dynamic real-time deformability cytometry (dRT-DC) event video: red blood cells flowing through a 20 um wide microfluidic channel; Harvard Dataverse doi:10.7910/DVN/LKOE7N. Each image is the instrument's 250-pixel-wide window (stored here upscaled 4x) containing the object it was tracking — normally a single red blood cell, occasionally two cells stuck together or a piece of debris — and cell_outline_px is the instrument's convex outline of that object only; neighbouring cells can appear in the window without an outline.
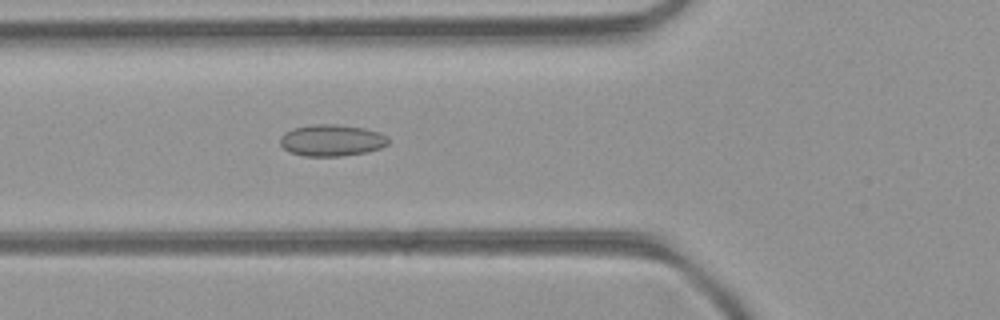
{"species": "common noctule bat (a hibernating species)", "species_latin": "Nyctalus noctula", "temperature_condition": "room temperature", "stored_images_in_passage": 49, "camera_frame_rate_fps": 3000, "um_per_image_px": 0.085, "animal": {"sex": "female", "body_mass_g": 21.9}, "frame": {"image": 1, "passage_image": 18, "time_ms": 5.667, "image_size_px": [1000, 320], "cell_outline_px": [[388, 144], [380, 148], [368, 152], [340, 156], [304, 156], [288, 152], [280, 144], [280, 136], [284, 132], [292, 128], [312, 124], [336, 124], [364, 128], [388, 136]], "centroid_in_image_um": [28.16, 11.93], "position_along_channel_um": 97.6, "area_um2": 20.06}}
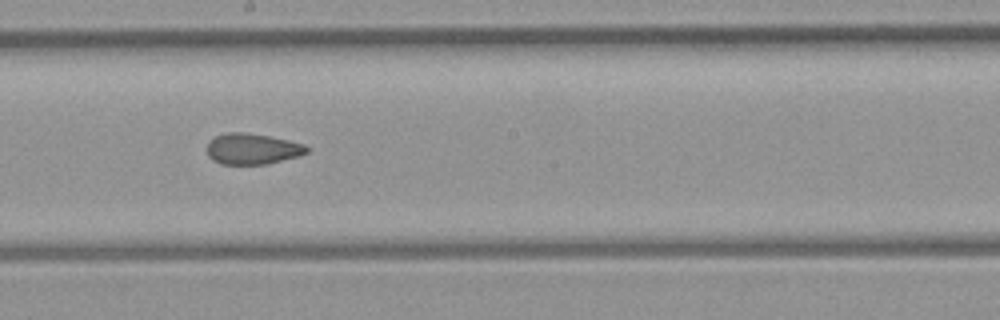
{"frame": {"image": 2, "passage_image": 27, "time_ms": 8.667, "image_size_px": [1000, 320], "cell_outline_px": [[308, 152], [300, 156], [268, 164], [220, 164], [212, 160], [208, 156], [204, 148], [208, 140], [216, 136], [228, 132], [240, 132], [268, 136], [288, 140], [304, 144], [308, 148]], "centroid_in_image_um": [21.4, 12.66], "position_along_channel_um": 226.8, "area_um2": 18.21}}
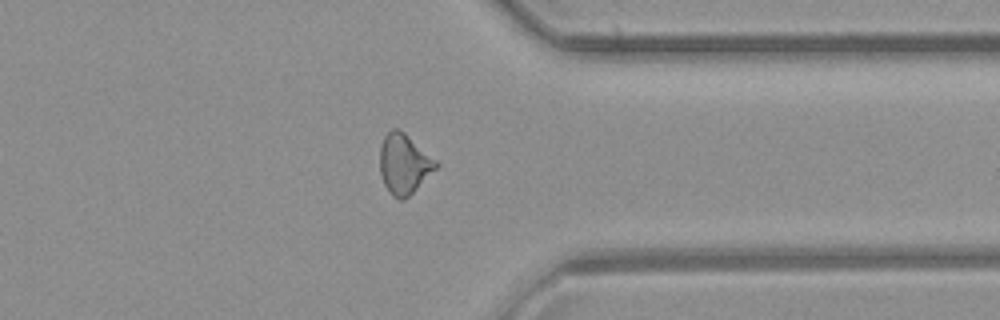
{"frame": {"image": 3, "passage_image": 38, "time_ms": 12.333, "image_size_px": [1000, 320], "cell_outline_px": [[440, 164], [404, 200], [400, 200], [392, 196], [388, 192], [384, 184], [380, 172], [380, 148], [384, 136], [392, 128], [400, 128], [436, 160]], "centroid_in_image_um": [34.32, 13.92], "position_along_channel_um": 377.1, "area_um2": 19.48}, "authors_computed_cell_mechanics": {"area_um2": 19.4786, "velocity_mm_per_s": 4.2778, "shape_relaxation_time_tau1_ms": null, "shape_relaxation_time_tau2_ms": 1.9015, "deformation_change_tau1": null, "deformation_change_tau2": 0.07}}